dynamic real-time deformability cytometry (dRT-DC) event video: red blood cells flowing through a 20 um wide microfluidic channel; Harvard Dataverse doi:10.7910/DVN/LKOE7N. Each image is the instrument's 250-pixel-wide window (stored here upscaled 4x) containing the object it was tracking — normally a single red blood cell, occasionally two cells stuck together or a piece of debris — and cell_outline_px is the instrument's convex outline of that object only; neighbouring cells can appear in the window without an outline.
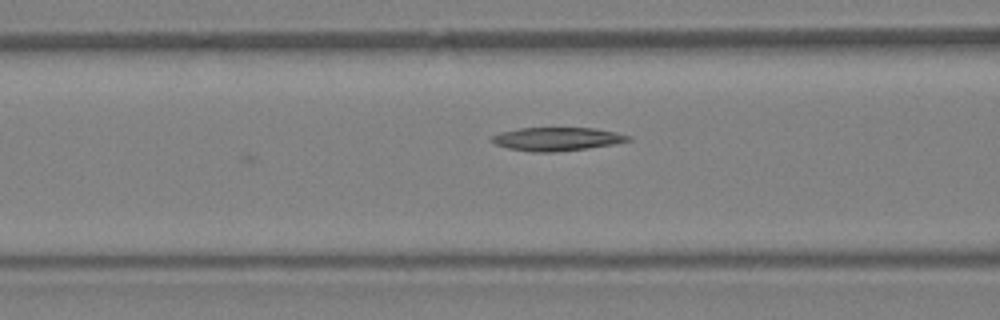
{"species": "Egyptian fruit bat (a non-hibernating species)", "species_latin": "Rousettus aegyptiacus", "temperature_condition": "warm", "stored_images_in_passage": 8, "camera_frame_rate_fps": 3000, "um_per_image_px": 0.085, "animal": {"sex": "female"}, "frame": {"image": 1, "passage_image": 8, "time_ms": 2.333, "image_size_px": [1000, 320], "cell_outline_px": [[632, 140], [616, 144], [588, 148], [552, 152], [532, 152], [508, 148], [496, 144], [492, 140], [492, 136], [500, 132], [520, 128], [596, 128], [616, 132], [632, 136]], "centroid_in_image_um": [47.4, 11.81], "position_along_channel_um": 119.2, "area_um2": 18.61}}